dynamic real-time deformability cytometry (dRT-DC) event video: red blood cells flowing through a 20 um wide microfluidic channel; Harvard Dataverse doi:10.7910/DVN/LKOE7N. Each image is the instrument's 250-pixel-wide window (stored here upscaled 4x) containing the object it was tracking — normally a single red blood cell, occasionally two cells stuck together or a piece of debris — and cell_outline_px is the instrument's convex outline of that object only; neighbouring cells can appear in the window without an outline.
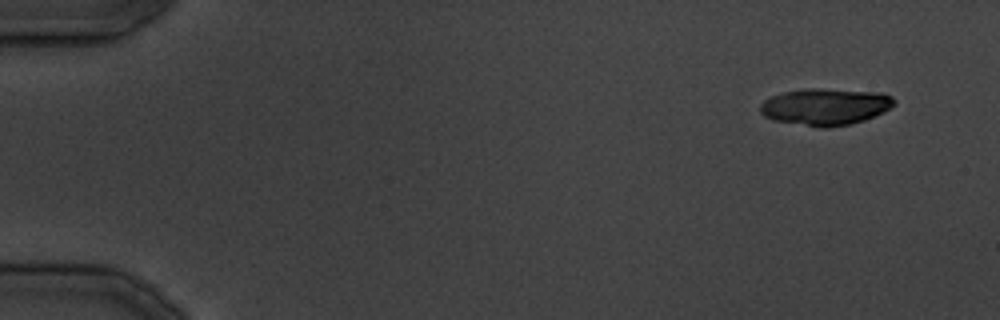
{"species": "common noctule bat (a hibernating species)", "species_latin": "Nyctalus noctula", "temperature_condition": "cold", "stored_images_in_passage": 19, "camera_frame_rate_fps": 3000, "um_per_image_px": 0.085, "animal": {"sex": "male", "body_mass_g": 19.5, "forearm_length_mm": 54.6}, "frame": {"image": 1, "passage_image": 1, "time_ms": 0.0, "image_size_px": [1000, 320], "cell_outline_px": [[896, 104], [884, 112], [864, 120], [852, 124], [828, 128], [820, 128], [772, 120], [764, 116], [760, 112], [760, 104], [764, 100], [772, 96], [784, 92], [812, 88], [816, 88], [880, 92], [892, 96], [896, 100]], "centroid_in_image_um": [70.17, 9.08], "position_along_channel_um": 14.8, "area_um2": 28.96}}
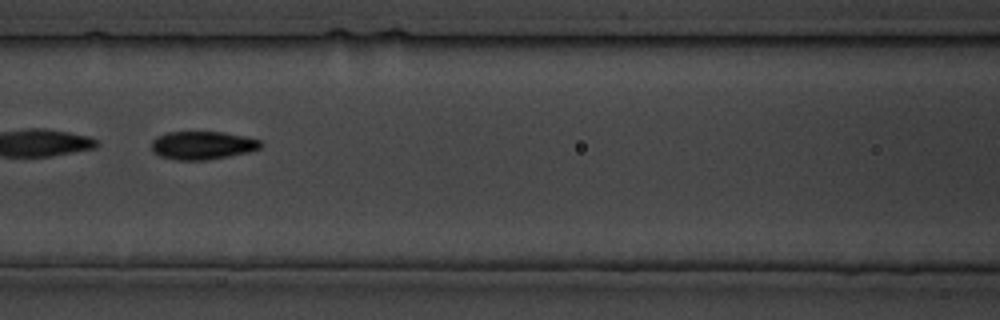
{"frame": {"image": 2, "passage_image": 15, "time_ms": 17.0, "image_size_px": [1000, 320], "cell_outline_px": [[264, 144], [260, 148], [248, 152], [208, 160], [176, 160], [160, 156], [152, 152], [152, 140], [156, 136], [168, 132], [224, 132], [244, 136], [260, 140]], "centroid_in_image_um": [17.2, 12.35], "position_along_channel_um": 149.4, "area_um2": 18.03}}